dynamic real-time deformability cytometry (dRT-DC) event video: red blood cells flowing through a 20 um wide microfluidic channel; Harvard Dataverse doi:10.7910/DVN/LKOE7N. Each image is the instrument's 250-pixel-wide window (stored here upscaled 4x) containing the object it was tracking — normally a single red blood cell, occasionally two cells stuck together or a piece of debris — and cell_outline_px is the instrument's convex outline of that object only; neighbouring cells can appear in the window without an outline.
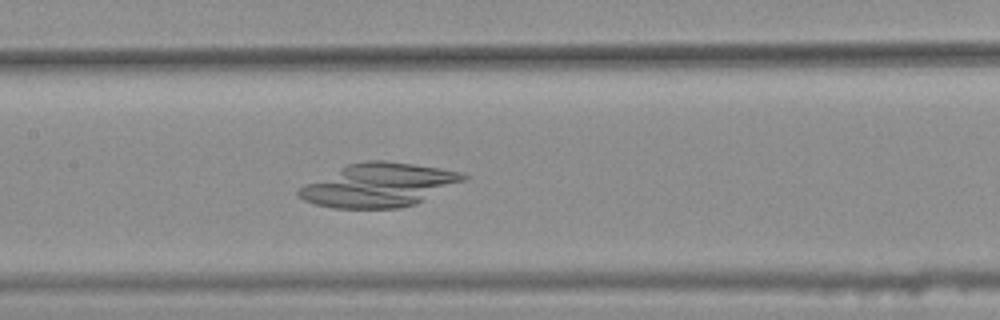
{"species": "common noctule bat (a hibernating species)", "species_latin": "Nyctalus noctula", "temperature_condition": "warm", "stored_images_in_passage": 43, "camera_frame_rate_fps": 3000, "um_per_image_px": 0.085, "animal": {"sex": "female", "body_mass_g": 25.1}, "frame": {"image": 1, "passage_image": 25, "time_ms": 8.0, "image_size_px": [1000, 320], "cell_outline_px": [[468, 180], [416, 204], [400, 208], [332, 208], [316, 204], [304, 200], [296, 196], [296, 192], [304, 184], [348, 164], [368, 160], [384, 160], [440, 168], [460, 172], [468, 176]], "centroid_in_image_um": [32.22, 15.74], "position_along_channel_um": 175.2, "area_um2": 41.85}}
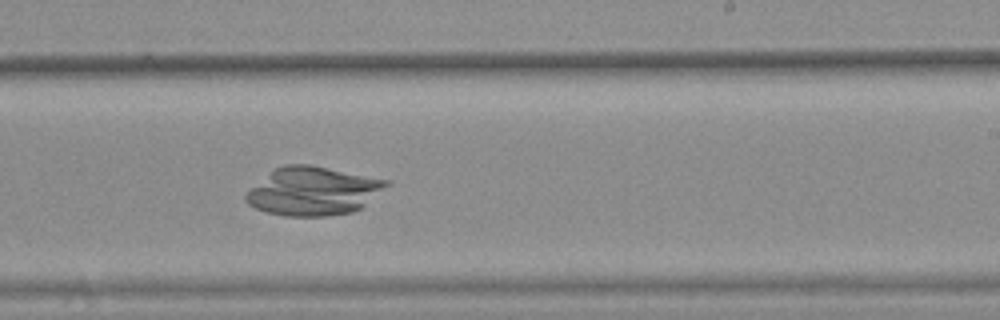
{"frame": {"image": 2, "passage_image": 32, "time_ms": 10.333, "image_size_px": [1000, 320], "cell_outline_px": [[392, 184], [360, 208], [352, 212], [324, 216], [284, 216], [264, 212], [248, 204], [244, 200], [244, 196], [252, 188], [276, 168], [284, 164], [312, 164], [392, 180]], "centroid_in_image_um": [26.67, 16.23], "position_along_channel_um": 262.3, "area_um2": 39.82}}
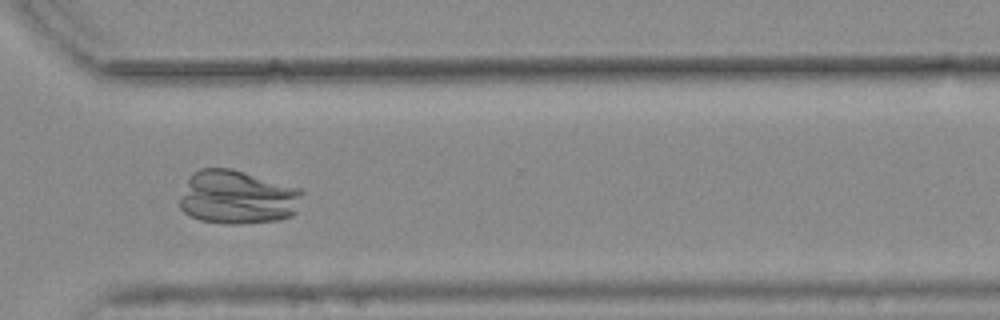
{"frame": {"image": 3, "passage_image": 39, "time_ms": 12.667, "image_size_px": [1000, 320], "cell_outline_px": [[304, 192], [296, 212], [292, 216], [280, 220], [240, 224], [228, 224], [200, 220], [184, 212], [180, 208], [180, 196], [188, 176], [192, 172], [200, 168], [232, 168], [304, 188]], "centroid_in_image_um": [20.21, 16.75], "position_along_channel_um": 350.4, "area_um2": 39.25}}